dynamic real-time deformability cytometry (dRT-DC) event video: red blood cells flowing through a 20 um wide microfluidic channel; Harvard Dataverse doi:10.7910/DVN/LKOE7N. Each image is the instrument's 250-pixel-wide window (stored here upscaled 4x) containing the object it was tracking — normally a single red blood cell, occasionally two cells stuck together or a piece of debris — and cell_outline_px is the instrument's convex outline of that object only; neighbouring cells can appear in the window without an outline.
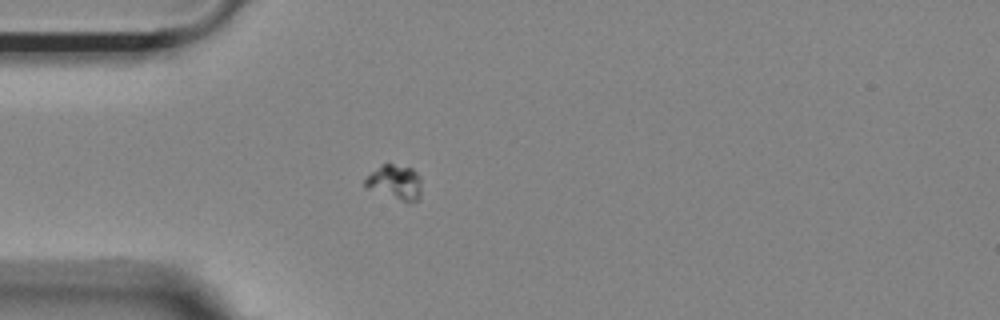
{"species": "Egyptian fruit bat (a non-hibernating species)", "species_latin": "Rousettus aegyptiacus", "temperature_condition": "room temperature", "stored_images_in_passage": 11, "camera_frame_rate_fps": 3000, "um_per_image_px": 0.085, "animal": {"sex": "female"}, "frame": {"image": 1, "passage_image": 1, "time_ms": 0.0, "image_size_px": [1000, 320], "cell_outline_px": [[420, 200], [408, 204], [364, 188], [364, 180], [380, 164], [392, 164], [412, 168], [420, 176]], "centroid_in_image_um": [33.58, 15.54], "position_along_channel_um": 51.4, "area_um2": 11.79}}
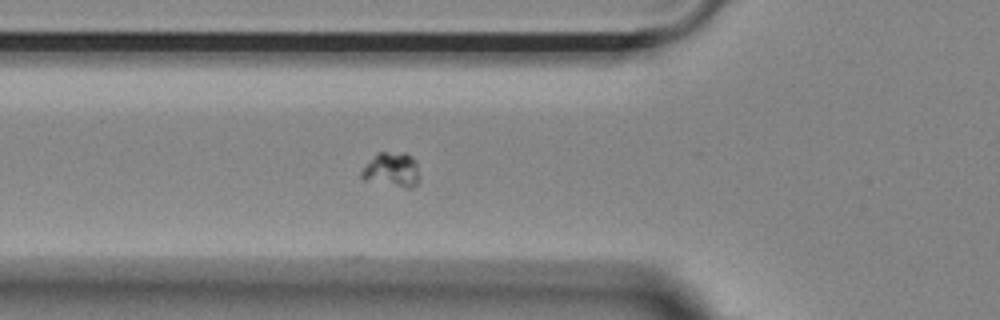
{"frame": {"image": 2, "passage_image": 5, "time_ms": 1.333, "image_size_px": [1000, 320], "cell_outline_px": [[420, 180], [412, 188], [404, 188], [364, 180], [360, 176], [360, 172], [376, 152], [404, 152], [412, 156], [416, 160]], "centroid_in_image_um": [33.32, 14.43], "position_along_channel_um": 92.5, "area_um2": 11.96}}